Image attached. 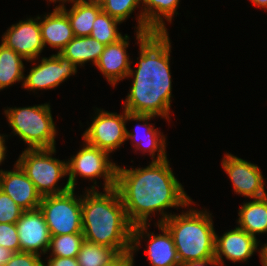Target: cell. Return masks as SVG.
<instances>
[{
    "instance_id": "1",
    "label": "cell",
    "mask_w": 267,
    "mask_h": 266,
    "mask_svg": "<svg viewBox=\"0 0 267 266\" xmlns=\"http://www.w3.org/2000/svg\"><path fill=\"white\" fill-rule=\"evenodd\" d=\"M115 188L133 226L147 224L151 213L157 211L161 215L157 223H163L172 215L164 209L186 208L193 203L174 176L168 159L152 161L145 168L117 166Z\"/></svg>"
},
{
    "instance_id": "2",
    "label": "cell",
    "mask_w": 267,
    "mask_h": 266,
    "mask_svg": "<svg viewBox=\"0 0 267 266\" xmlns=\"http://www.w3.org/2000/svg\"><path fill=\"white\" fill-rule=\"evenodd\" d=\"M136 40L140 56L137 68L131 67L127 76L134 79L123 107L130 113L160 116L169 122L172 97L169 34L136 30Z\"/></svg>"
},
{
    "instance_id": "3",
    "label": "cell",
    "mask_w": 267,
    "mask_h": 266,
    "mask_svg": "<svg viewBox=\"0 0 267 266\" xmlns=\"http://www.w3.org/2000/svg\"><path fill=\"white\" fill-rule=\"evenodd\" d=\"M90 189V190H88ZM81 195L84 240L112 248L131 250L133 225L129 222L117 189L97 191L92 185Z\"/></svg>"
},
{
    "instance_id": "4",
    "label": "cell",
    "mask_w": 267,
    "mask_h": 266,
    "mask_svg": "<svg viewBox=\"0 0 267 266\" xmlns=\"http://www.w3.org/2000/svg\"><path fill=\"white\" fill-rule=\"evenodd\" d=\"M172 214L162 224L172 235L180 264L214 258L215 230L211 214L189 208Z\"/></svg>"
},
{
    "instance_id": "5",
    "label": "cell",
    "mask_w": 267,
    "mask_h": 266,
    "mask_svg": "<svg viewBox=\"0 0 267 266\" xmlns=\"http://www.w3.org/2000/svg\"><path fill=\"white\" fill-rule=\"evenodd\" d=\"M14 135H18L28 149L54 148L57 130L52 118L50 104L4 110Z\"/></svg>"
},
{
    "instance_id": "6",
    "label": "cell",
    "mask_w": 267,
    "mask_h": 266,
    "mask_svg": "<svg viewBox=\"0 0 267 266\" xmlns=\"http://www.w3.org/2000/svg\"><path fill=\"white\" fill-rule=\"evenodd\" d=\"M54 153L55 147L26 148L16 161L41 196L61 194L71 189L68 182L62 188L57 186L58 181L68 175V170L67 161L53 158Z\"/></svg>"
},
{
    "instance_id": "7",
    "label": "cell",
    "mask_w": 267,
    "mask_h": 266,
    "mask_svg": "<svg viewBox=\"0 0 267 266\" xmlns=\"http://www.w3.org/2000/svg\"><path fill=\"white\" fill-rule=\"evenodd\" d=\"M74 191L42 196L39 209L51 236L83 233L81 196H75Z\"/></svg>"
},
{
    "instance_id": "8",
    "label": "cell",
    "mask_w": 267,
    "mask_h": 266,
    "mask_svg": "<svg viewBox=\"0 0 267 266\" xmlns=\"http://www.w3.org/2000/svg\"><path fill=\"white\" fill-rule=\"evenodd\" d=\"M84 147L67 161L68 180L71 189H75L76 177L85 179H104V189L116 186L117 165L109 159V153L84 141Z\"/></svg>"
},
{
    "instance_id": "9",
    "label": "cell",
    "mask_w": 267,
    "mask_h": 266,
    "mask_svg": "<svg viewBox=\"0 0 267 266\" xmlns=\"http://www.w3.org/2000/svg\"><path fill=\"white\" fill-rule=\"evenodd\" d=\"M92 124L87 128L82 136L83 141L95 146L109 154L117 150L126 139V116L127 110L123 109V114L108 112L96 109Z\"/></svg>"
},
{
    "instance_id": "10",
    "label": "cell",
    "mask_w": 267,
    "mask_h": 266,
    "mask_svg": "<svg viewBox=\"0 0 267 266\" xmlns=\"http://www.w3.org/2000/svg\"><path fill=\"white\" fill-rule=\"evenodd\" d=\"M156 225H158L162 234L155 235L153 232H147V228L150 226L149 222L148 224L133 226L132 253L134 254L140 249V240L147 237L149 245L147 246L148 249H145V252L148 255L151 266H181L172 235L162 223H157Z\"/></svg>"
},
{
    "instance_id": "11",
    "label": "cell",
    "mask_w": 267,
    "mask_h": 266,
    "mask_svg": "<svg viewBox=\"0 0 267 266\" xmlns=\"http://www.w3.org/2000/svg\"><path fill=\"white\" fill-rule=\"evenodd\" d=\"M40 62L24 75L22 86L26 90L53 89L77 72V66L59 52L49 58L43 57Z\"/></svg>"
},
{
    "instance_id": "12",
    "label": "cell",
    "mask_w": 267,
    "mask_h": 266,
    "mask_svg": "<svg viewBox=\"0 0 267 266\" xmlns=\"http://www.w3.org/2000/svg\"><path fill=\"white\" fill-rule=\"evenodd\" d=\"M222 168L228 174L234 192L251 199L267 196L265 181L260 168L246 160L226 153L222 160Z\"/></svg>"
},
{
    "instance_id": "13",
    "label": "cell",
    "mask_w": 267,
    "mask_h": 266,
    "mask_svg": "<svg viewBox=\"0 0 267 266\" xmlns=\"http://www.w3.org/2000/svg\"><path fill=\"white\" fill-rule=\"evenodd\" d=\"M2 36V44L28 62H35L36 59H39L38 56L44 49L40 31V16L35 19L27 18V20H21L17 24L11 25Z\"/></svg>"
},
{
    "instance_id": "14",
    "label": "cell",
    "mask_w": 267,
    "mask_h": 266,
    "mask_svg": "<svg viewBox=\"0 0 267 266\" xmlns=\"http://www.w3.org/2000/svg\"><path fill=\"white\" fill-rule=\"evenodd\" d=\"M15 225L21 252H32L40 256L49 252L51 235L39 208L23 211Z\"/></svg>"
},
{
    "instance_id": "15",
    "label": "cell",
    "mask_w": 267,
    "mask_h": 266,
    "mask_svg": "<svg viewBox=\"0 0 267 266\" xmlns=\"http://www.w3.org/2000/svg\"><path fill=\"white\" fill-rule=\"evenodd\" d=\"M257 238H254L239 227L218 237L215 233V255L214 258L221 265H224L223 256L229 261L246 262L258 249Z\"/></svg>"
},
{
    "instance_id": "16",
    "label": "cell",
    "mask_w": 267,
    "mask_h": 266,
    "mask_svg": "<svg viewBox=\"0 0 267 266\" xmlns=\"http://www.w3.org/2000/svg\"><path fill=\"white\" fill-rule=\"evenodd\" d=\"M14 165L13 170L0 173V189L24 211L38 209L41 194L21 167L17 163Z\"/></svg>"
},
{
    "instance_id": "17",
    "label": "cell",
    "mask_w": 267,
    "mask_h": 266,
    "mask_svg": "<svg viewBox=\"0 0 267 266\" xmlns=\"http://www.w3.org/2000/svg\"><path fill=\"white\" fill-rule=\"evenodd\" d=\"M153 117H156L155 115L150 114H135L130 113L127 111L126 120L128 121H140L144 122V124H140L136 126L135 132L130 133L128 130H126V139L131 140L134 142L133 146L138 151H142V153L149 152L148 155H151L152 161H163L167 159L166 155V136L161 134L159 130H157L155 127H153L152 124L149 125L148 121L153 119ZM141 127H145V134L144 136H141L142 133ZM143 129V131H144ZM140 136L142 139H140ZM144 139V140H143ZM157 153V157L155 156V153ZM156 157V158H155Z\"/></svg>"
},
{
    "instance_id": "18",
    "label": "cell",
    "mask_w": 267,
    "mask_h": 266,
    "mask_svg": "<svg viewBox=\"0 0 267 266\" xmlns=\"http://www.w3.org/2000/svg\"><path fill=\"white\" fill-rule=\"evenodd\" d=\"M129 36L125 34L120 40L105 46L95 66L105 76L107 81L115 87L122 81L131 69L126 49L129 46Z\"/></svg>"
},
{
    "instance_id": "19",
    "label": "cell",
    "mask_w": 267,
    "mask_h": 266,
    "mask_svg": "<svg viewBox=\"0 0 267 266\" xmlns=\"http://www.w3.org/2000/svg\"><path fill=\"white\" fill-rule=\"evenodd\" d=\"M180 0H142V10L137 17V31L168 32L165 20L172 22ZM165 18V19H164ZM164 19V21H163Z\"/></svg>"
},
{
    "instance_id": "20",
    "label": "cell",
    "mask_w": 267,
    "mask_h": 266,
    "mask_svg": "<svg viewBox=\"0 0 267 266\" xmlns=\"http://www.w3.org/2000/svg\"><path fill=\"white\" fill-rule=\"evenodd\" d=\"M40 31L44 48L46 45L60 52L75 36L67 14L61 8L40 16Z\"/></svg>"
},
{
    "instance_id": "21",
    "label": "cell",
    "mask_w": 267,
    "mask_h": 266,
    "mask_svg": "<svg viewBox=\"0 0 267 266\" xmlns=\"http://www.w3.org/2000/svg\"><path fill=\"white\" fill-rule=\"evenodd\" d=\"M238 227L256 238L267 233V196L244 203L238 212Z\"/></svg>"
},
{
    "instance_id": "22",
    "label": "cell",
    "mask_w": 267,
    "mask_h": 266,
    "mask_svg": "<svg viewBox=\"0 0 267 266\" xmlns=\"http://www.w3.org/2000/svg\"><path fill=\"white\" fill-rule=\"evenodd\" d=\"M105 46L91 36L74 37L59 53L82 67L89 61L95 65Z\"/></svg>"
},
{
    "instance_id": "23",
    "label": "cell",
    "mask_w": 267,
    "mask_h": 266,
    "mask_svg": "<svg viewBox=\"0 0 267 266\" xmlns=\"http://www.w3.org/2000/svg\"><path fill=\"white\" fill-rule=\"evenodd\" d=\"M72 7L67 10L61 8L68 16L75 37L90 36L93 23L97 15L102 11L101 6L87 4L79 0H73Z\"/></svg>"
},
{
    "instance_id": "24",
    "label": "cell",
    "mask_w": 267,
    "mask_h": 266,
    "mask_svg": "<svg viewBox=\"0 0 267 266\" xmlns=\"http://www.w3.org/2000/svg\"><path fill=\"white\" fill-rule=\"evenodd\" d=\"M22 60L26 61L12 49L0 44V91L16 82L23 84L25 67Z\"/></svg>"
},
{
    "instance_id": "25",
    "label": "cell",
    "mask_w": 267,
    "mask_h": 266,
    "mask_svg": "<svg viewBox=\"0 0 267 266\" xmlns=\"http://www.w3.org/2000/svg\"><path fill=\"white\" fill-rule=\"evenodd\" d=\"M120 23L122 22L101 11L93 23L90 36L104 45L114 43L123 37L117 28Z\"/></svg>"
},
{
    "instance_id": "26",
    "label": "cell",
    "mask_w": 267,
    "mask_h": 266,
    "mask_svg": "<svg viewBox=\"0 0 267 266\" xmlns=\"http://www.w3.org/2000/svg\"><path fill=\"white\" fill-rule=\"evenodd\" d=\"M84 241L83 233L51 236L49 257L76 258Z\"/></svg>"
},
{
    "instance_id": "27",
    "label": "cell",
    "mask_w": 267,
    "mask_h": 266,
    "mask_svg": "<svg viewBox=\"0 0 267 266\" xmlns=\"http://www.w3.org/2000/svg\"><path fill=\"white\" fill-rule=\"evenodd\" d=\"M115 254L110 247L84 240L76 259L79 266H102Z\"/></svg>"
},
{
    "instance_id": "28",
    "label": "cell",
    "mask_w": 267,
    "mask_h": 266,
    "mask_svg": "<svg viewBox=\"0 0 267 266\" xmlns=\"http://www.w3.org/2000/svg\"><path fill=\"white\" fill-rule=\"evenodd\" d=\"M140 3L142 4V0H106L101 8L111 17L124 22L137 7L139 8Z\"/></svg>"
},
{
    "instance_id": "29",
    "label": "cell",
    "mask_w": 267,
    "mask_h": 266,
    "mask_svg": "<svg viewBox=\"0 0 267 266\" xmlns=\"http://www.w3.org/2000/svg\"><path fill=\"white\" fill-rule=\"evenodd\" d=\"M24 210L0 189V223L16 224Z\"/></svg>"
},
{
    "instance_id": "30",
    "label": "cell",
    "mask_w": 267,
    "mask_h": 266,
    "mask_svg": "<svg viewBox=\"0 0 267 266\" xmlns=\"http://www.w3.org/2000/svg\"><path fill=\"white\" fill-rule=\"evenodd\" d=\"M0 246L12 252H21L18 232L15 224L0 223Z\"/></svg>"
},
{
    "instance_id": "31",
    "label": "cell",
    "mask_w": 267,
    "mask_h": 266,
    "mask_svg": "<svg viewBox=\"0 0 267 266\" xmlns=\"http://www.w3.org/2000/svg\"><path fill=\"white\" fill-rule=\"evenodd\" d=\"M41 256L32 252H15L4 266H43Z\"/></svg>"
},
{
    "instance_id": "32",
    "label": "cell",
    "mask_w": 267,
    "mask_h": 266,
    "mask_svg": "<svg viewBox=\"0 0 267 266\" xmlns=\"http://www.w3.org/2000/svg\"><path fill=\"white\" fill-rule=\"evenodd\" d=\"M102 266H134L132 250L117 252Z\"/></svg>"
},
{
    "instance_id": "33",
    "label": "cell",
    "mask_w": 267,
    "mask_h": 266,
    "mask_svg": "<svg viewBox=\"0 0 267 266\" xmlns=\"http://www.w3.org/2000/svg\"><path fill=\"white\" fill-rule=\"evenodd\" d=\"M48 264L43 263V266H79L76 258L64 257H49Z\"/></svg>"
},
{
    "instance_id": "34",
    "label": "cell",
    "mask_w": 267,
    "mask_h": 266,
    "mask_svg": "<svg viewBox=\"0 0 267 266\" xmlns=\"http://www.w3.org/2000/svg\"><path fill=\"white\" fill-rule=\"evenodd\" d=\"M220 266V264L217 262L215 258H208L201 261H190L186 263H182L181 266Z\"/></svg>"
},
{
    "instance_id": "35",
    "label": "cell",
    "mask_w": 267,
    "mask_h": 266,
    "mask_svg": "<svg viewBox=\"0 0 267 266\" xmlns=\"http://www.w3.org/2000/svg\"><path fill=\"white\" fill-rule=\"evenodd\" d=\"M14 252L0 246V266H4L11 258Z\"/></svg>"
},
{
    "instance_id": "36",
    "label": "cell",
    "mask_w": 267,
    "mask_h": 266,
    "mask_svg": "<svg viewBox=\"0 0 267 266\" xmlns=\"http://www.w3.org/2000/svg\"><path fill=\"white\" fill-rule=\"evenodd\" d=\"M6 147L5 146V135H2L0 134V165L2 164V162L4 161L5 159V154H6ZM3 170L1 169L0 170V173L2 172Z\"/></svg>"
},
{
    "instance_id": "37",
    "label": "cell",
    "mask_w": 267,
    "mask_h": 266,
    "mask_svg": "<svg viewBox=\"0 0 267 266\" xmlns=\"http://www.w3.org/2000/svg\"><path fill=\"white\" fill-rule=\"evenodd\" d=\"M259 252V258L263 266H267V243L262 245Z\"/></svg>"
},
{
    "instance_id": "38",
    "label": "cell",
    "mask_w": 267,
    "mask_h": 266,
    "mask_svg": "<svg viewBox=\"0 0 267 266\" xmlns=\"http://www.w3.org/2000/svg\"><path fill=\"white\" fill-rule=\"evenodd\" d=\"M254 6L261 7L267 10V0H250Z\"/></svg>"
},
{
    "instance_id": "39",
    "label": "cell",
    "mask_w": 267,
    "mask_h": 266,
    "mask_svg": "<svg viewBox=\"0 0 267 266\" xmlns=\"http://www.w3.org/2000/svg\"><path fill=\"white\" fill-rule=\"evenodd\" d=\"M79 1L87 3V4L102 6L106 0H79Z\"/></svg>"
},
{
    "instance_id": "40",
    "label": "cell",
    "mask_w": 267,
    "mask_h": 266,
    "mask_svg": "<svg viewBox=\"0 0 267 266\" xmlns=\"http://www.w3.org/2000/svg\"><path fill=\"white\" fill-rule=\"evenodd\" d=\"M48 1H50V2H55V3H56L57 1H58V2H62V4L59 3V5L56 6L55 8H63V7L65 6L64 4H65L66 2H67V3H68V2L71 3L73 0H48Z\"/></svg>"
}]
</instances>
